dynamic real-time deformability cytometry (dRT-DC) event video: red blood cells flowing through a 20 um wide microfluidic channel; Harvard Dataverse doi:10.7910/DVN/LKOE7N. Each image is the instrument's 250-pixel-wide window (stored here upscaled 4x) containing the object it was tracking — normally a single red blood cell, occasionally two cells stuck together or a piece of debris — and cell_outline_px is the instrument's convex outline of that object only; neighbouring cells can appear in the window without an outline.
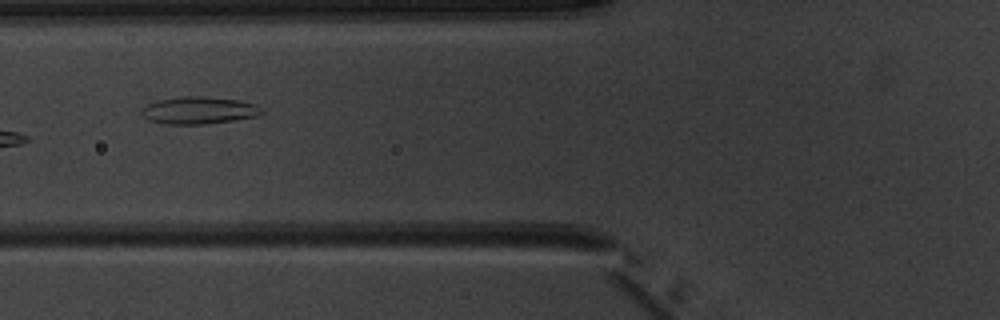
{"species": "common noctule bat (a hibernating species)", "species_latin": "Nyctalus noctula", "temperature_condition": "warm", "stored_images_in_passage": 6, "camera_frame_rate_fps": 3000, "um_per_image_px": 0.085, "animal": {"sex": "male", "body_mass_g": 20.1, "forearm_length_mm": 53.5}, "frame": {"image": 1, "passage_image": 5, "time_ms": 5.0, "image_size_px": [1000, 320], "cell_outline_px": [[264, 112], [256, 116], [232, 120], [204, 124], [164, 124], [148, 120], [140, 112], [140, 108], [148, 104], [160, 100], [184, 96], [204, 96], [240, 100], [256, 104], [264, 108]], "centroid_in_image_um": [16.91, 9.37], "position_along_channel_um": 108.9, "area_um2": 19.13}}
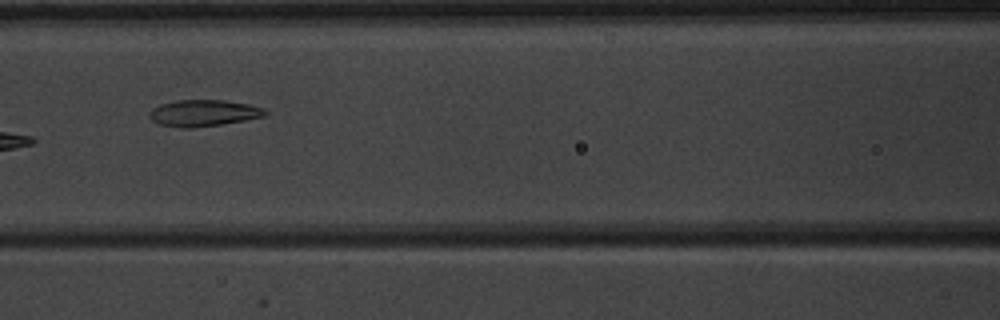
{"frame": {"image": 2, "passage_image": 6, "time_ms": 6.0, "image_size_px": [1000, 320], "cell_outline_px": [[268, 112], [264, 116], [244, 120], [220, 124], [192, 128], [180, 128], [160, 124], [152, 120], [148, 116], [152, 108], [160, 104], [176, 100], [224, 100], [248, 104], [264, 108]], "centroid_in_image_um": [17.27, 9.6], "position_along_channel_um": 149.3, "area_um2": 17.8}}